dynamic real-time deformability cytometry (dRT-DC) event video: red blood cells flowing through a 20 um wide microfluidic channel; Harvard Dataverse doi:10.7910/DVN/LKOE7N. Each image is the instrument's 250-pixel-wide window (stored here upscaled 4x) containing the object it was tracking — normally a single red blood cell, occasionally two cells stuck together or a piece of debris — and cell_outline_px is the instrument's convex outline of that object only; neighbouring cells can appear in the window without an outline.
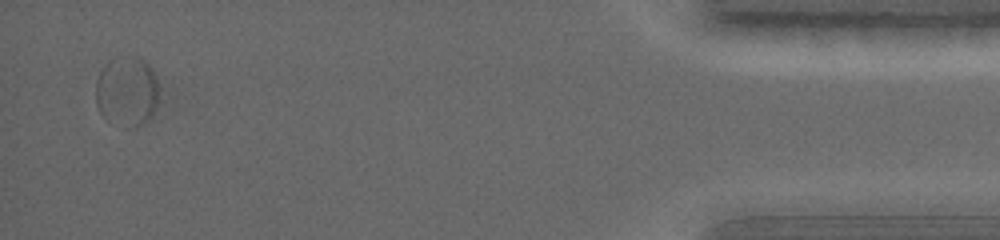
{"species": "common noctule bat (a hibernating species)", "species_latin": "Nyctalus noctula", "temperature_condition": "warm", "stored_images_in_passage": 53, "segment_of_instrument_passage": [2, 2], "camera_frame_rate_fps": 5000, "um_per_image_px": 0.085, "animal": {"sex": "female", "body_mass_g": 19.0, "forearm_length_mm": 56.7}, "frame": {"image": 1, "passage_image": 53, "time_ms": 10.0, "image_size_px": [1000, 240], "cell_outline_px": [[156, 108], [148, 120], [136, 128], [128, 128], [128, 56], [136, 56], [144, 60], [152, 68], [156, 76]], "centroid_in_image_um": [11.95, 7.8], "position_along_channel_um": 423.3, "area_um2": 12.37}}